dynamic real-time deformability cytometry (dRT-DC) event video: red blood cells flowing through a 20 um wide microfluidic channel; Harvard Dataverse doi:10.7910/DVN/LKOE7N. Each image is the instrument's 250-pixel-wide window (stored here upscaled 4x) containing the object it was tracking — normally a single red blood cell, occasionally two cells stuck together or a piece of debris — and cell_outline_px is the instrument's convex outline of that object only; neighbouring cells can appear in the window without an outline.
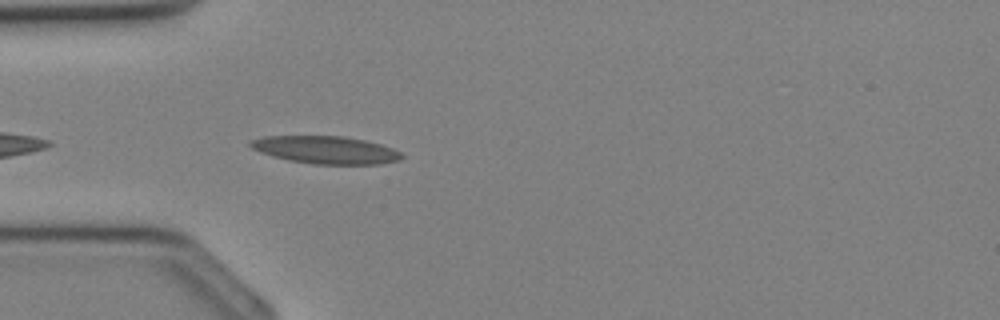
{"species": "Egyptian fruit bat (a non-hibernating species)", "species_latin": "Rousettus aegyptiacus", "temperature_condition": "cold", "stored_images_in_passage": 34, "camera_frame_rate_fps": 3000, "um_per_image_px": 0.085, "animal": {"sex": "female"}, "frame": {"image": 1, "passage_image": 10, "time_ms": 3.0, "image_size_px": [1000, 320], "cell_outline_px": [[404, 156], [400, 160], [380, 164], [312, 164], [288, 160], [272, 156], [260, 152], [252, 148], [248, 144], [252, 140], [264, 136], [344, 136], [364, 140], [380, 144], [392, 148], [400, 152]], "centroid_in_image_um": [27.69, 12.74], "position_along_channel_um": 57.3, "area_um2": 24.33}}
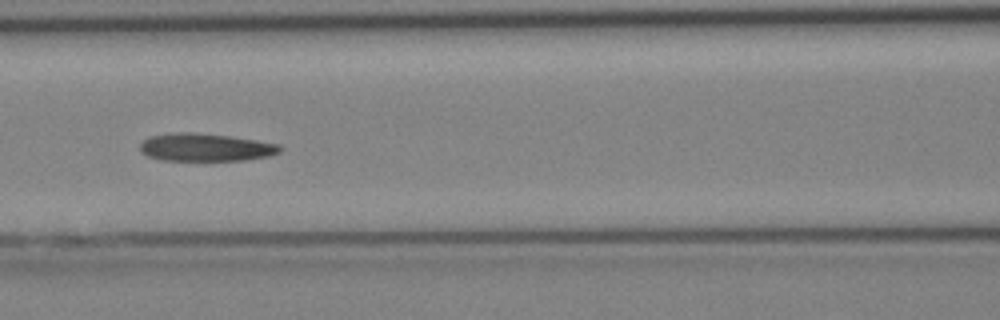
{"frame": {"image": 2, "passage_image": 15, "time_ms": 4.667, "image_size_px": [1000, 320], "cell_outline_px": [[284, 148], [280, 152], [268, 156], [244, 160], [160, 160], [148, 156], [140, 152], [140, 144], [148, 136], [184, 132], [192, 132], [228, 136], [256, 140], [280, 144]], "centroid_in_image_um": [17.48, 12.52], "position_along_channel_um": 149.1, "area_um2": 22.6}}
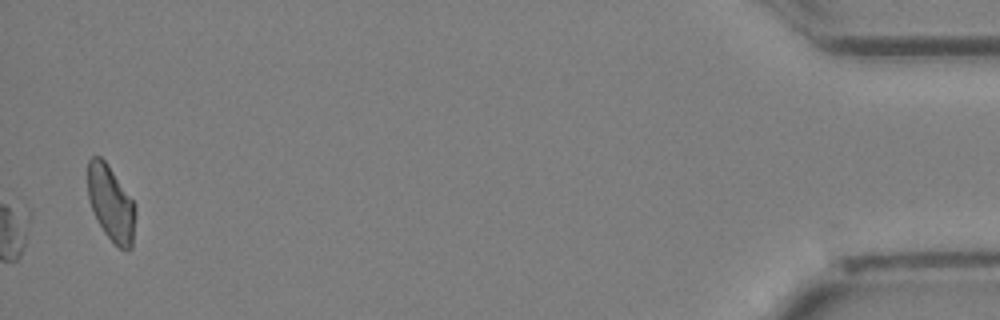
{"frame": {"image": 3, "passage_image": 34, "time_ms": 11.0, "image_size_px": [1000, 320], "cell_outline_px": [[136, 212], [132, 248], [120, 248], [104, 232], [88, 200], [88, 160], [92, 156], [100, 156], [108, 164], [136, 204]], "centroid_in_image_um": [9.45, 17.25], "position_along_channel_um": 425.8, "area_um2": 20.81}}